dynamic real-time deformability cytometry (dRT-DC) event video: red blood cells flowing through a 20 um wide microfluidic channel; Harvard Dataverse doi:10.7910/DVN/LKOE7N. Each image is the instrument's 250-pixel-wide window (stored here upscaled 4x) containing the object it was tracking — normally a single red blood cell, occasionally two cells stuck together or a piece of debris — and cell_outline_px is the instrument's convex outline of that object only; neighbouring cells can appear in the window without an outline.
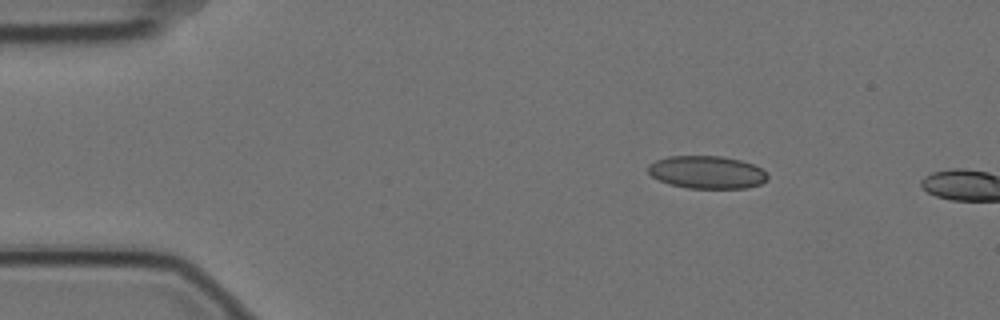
{"species": "Egyptian fruit bat (a non-hibernating species)", "species_latin": "Rousettus aegyptiacus", "temperature_condition": "cold", "stored_images_in_passage": 3, "camera_frame_rate_fps": 3000, "um_per_image_px": 0.085, "animal": {"sex": "female"}, "frame": {"image": 1, "passage_image": 2, "time_ms": 0.333, "image_size_px": [1000, 320], "cell_outline_px": [[768, 180], [760, 184], [748, 188], [688, 188], [668, 184], [652, 176], [648, 172], [648, 164], [656, 160], [668, 156], [720, 156], [740, 160], [752, 164], [760, 168], [768, 176]], "centroid_in_image_um": [60.07, 14.64], "position_along_channel_um": 24.9, "area_um2": 22.77}}